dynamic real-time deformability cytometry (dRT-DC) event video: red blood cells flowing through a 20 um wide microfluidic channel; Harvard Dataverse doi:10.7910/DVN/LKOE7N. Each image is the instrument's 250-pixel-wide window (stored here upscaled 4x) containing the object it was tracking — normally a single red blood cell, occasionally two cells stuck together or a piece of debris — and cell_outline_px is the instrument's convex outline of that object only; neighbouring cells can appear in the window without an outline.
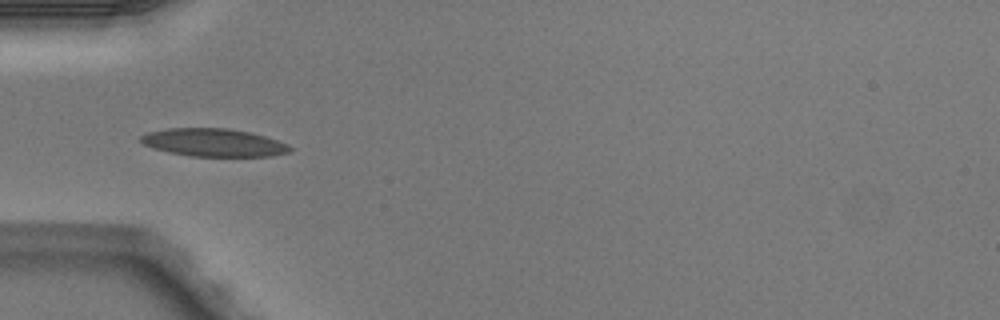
{"species": "Egyptian fruit bat (a non-hibernating species)", "species_latin": "Rousettus aegyptiacus", "temperature_condition": "warm", "stored_images_in_passage": 6, "camera_frame_rate_fps": 3000, "um_per_image_px": 0.085, "animal": {"sex": "male"}, "frame": {"image": 1, "passage_image": 5, "time_ms": 1.333, "image_size_px": [1000, 320], "cell_outline_px": [[292, 148], [288, 152], [272, 156], [192, 156], [168, 152], [144, 144], [140, 140], [140, 136], [148, 132], [168, 128], [228, 128], [252, 132], [288, 144]], "centroid_in_image_um": [18.17, 12.11], "position_along_channel_um": 66.8, "area_um2": 24.1}}
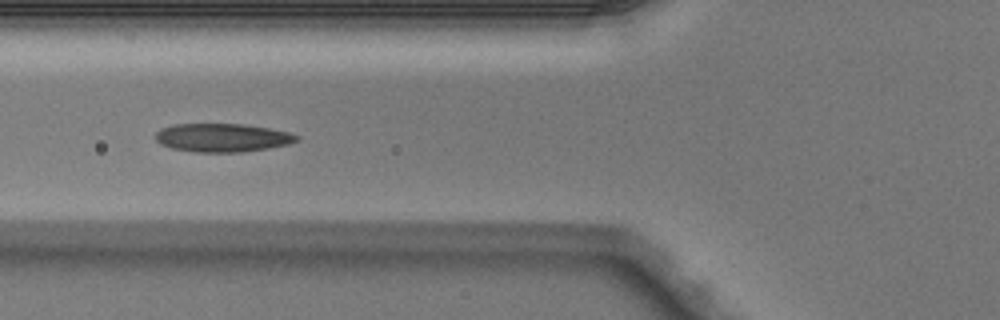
{"frame": {"image": 2, "passage_image": 6, "time_ms": 1.667, "image_size_px": [1000, 320], "cell_outline_px": [[300, 140], [288, 144], [268, 148], [244, 152], [196, 152], [172, 148], [160, 144], [156, 140], [156, 132], [160, 128], [172, 124], [244, 124], [268, 128], [288, 132], [300, 136]], "centroid_in_image_um": [18.9, 11.7], "position_along_channel_um": 106.9, "area_um2": 23.47}}